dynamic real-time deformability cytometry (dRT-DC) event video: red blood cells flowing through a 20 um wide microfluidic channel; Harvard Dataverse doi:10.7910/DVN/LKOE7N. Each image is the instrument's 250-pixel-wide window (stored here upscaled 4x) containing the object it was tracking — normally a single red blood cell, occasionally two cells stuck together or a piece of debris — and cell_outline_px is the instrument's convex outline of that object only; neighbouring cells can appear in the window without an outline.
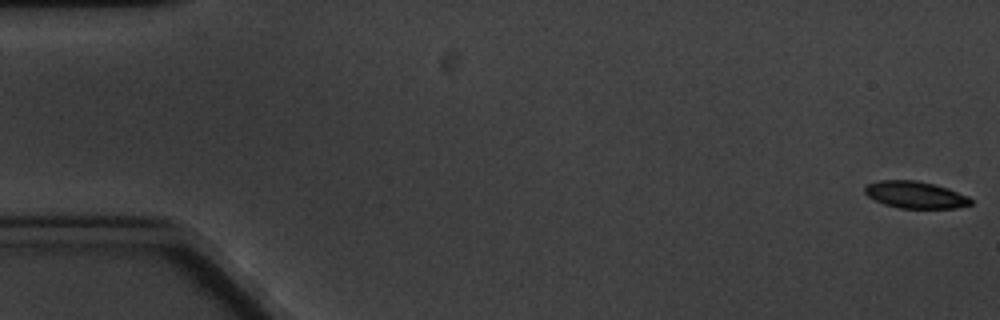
{"species": "common noctule bat (a hibernating species)", "species_latin": "Nyctalus noctula", "temperature_condition": "cold", "stored_images_in_passage": 5, "camera_frame_rate_fps": 3000, "um_per_image_px": 0.085, "animal": {"sex": "male", "body_mass_g": 20.1, "forearm_length_mm": 53.5}, "frame": {"image": 1, "passage_image": 1, "time_ms": 0.0, "image_size_px": [1000, 320], "cell_outline_px": [[972, 204], [956, 208], [900, 208], [884, 204], [868, 196], [864, 192], [864, 188], [868, 184], [880, 180], [916, 180], [948, 188], [968, 196], [972, 200]], "centroid_in_image_um": [77.81, 16.56], "position_along_channel_um": 7.2, "area_um2": 16.53}}